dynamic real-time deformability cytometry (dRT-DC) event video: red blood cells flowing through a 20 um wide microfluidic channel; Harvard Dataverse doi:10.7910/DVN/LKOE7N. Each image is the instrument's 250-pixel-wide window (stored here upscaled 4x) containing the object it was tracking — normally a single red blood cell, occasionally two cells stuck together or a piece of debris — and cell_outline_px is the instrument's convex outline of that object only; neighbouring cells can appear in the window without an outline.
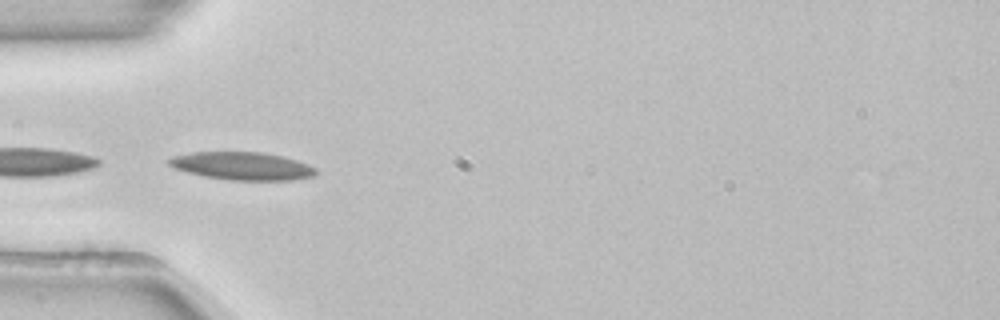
{"species": "common noctule bat (a hibernating species)", "species_latin": "Nyctalus noctula", "temperature_condition": "room temperature", "stored_images_in_passage": 21, "camera_frame_rate_fps": 3000, "um_per_image_px": 0.085, "animal": {"sex": "female", "body_mass_g": 22.7, "forearm_length_mm": 54.2}, "frame": {"image": 1, "passage_image": 17, "time_ms": 5.333, "image_size_px": [1000, 320], "cell_outline_px": [[316, 176], [292, 180], [228, 180], [204, 176], [188, 172], [176, 168], [168, 164], [164, 160], [172, 156], [192, 152], [264, 152], [284, 156], [308, 164], [316, 168]], "centroid_in_image_um": [20.59, 14.1], "position_along_channel_um": 64.4, "area_um2": 24.04}}